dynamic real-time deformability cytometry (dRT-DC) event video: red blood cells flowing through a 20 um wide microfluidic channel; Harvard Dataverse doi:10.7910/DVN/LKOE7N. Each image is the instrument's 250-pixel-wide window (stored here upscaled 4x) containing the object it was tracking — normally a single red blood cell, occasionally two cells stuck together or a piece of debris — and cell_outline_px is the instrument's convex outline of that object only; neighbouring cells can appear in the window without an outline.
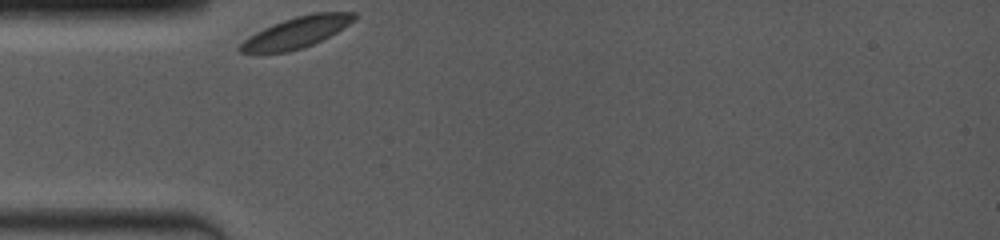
{"species": "common noctule bat (a hibernating species)", "species_latin": "Nyctalus noctula", "temperature_condition": "room temperature", "stored_images_in_passage": 2, "camera_frame_rate_fps": 4000, "um_per_image_px": 0.085, "animal": {"sex": "female", "body_mass_g": 19.0, "forearm_length_mm": 53.3}, "frame": {"image": 1, "passage_image": 1, "time_ms": 0.0, "image_size_px": [1000, 240], "cell_outline_px": [[356, 16], [348, 24], [336, 32], [312, 44], [288, 52], [240, 52], [236, 48], [248, 36], [272, 24], [296, 16], [316, 12], [356, 12]], "centroid_in_image_um": [25.16, 2.74], "position_along_channel_um": 59.8, "area_um2": 20.17}}